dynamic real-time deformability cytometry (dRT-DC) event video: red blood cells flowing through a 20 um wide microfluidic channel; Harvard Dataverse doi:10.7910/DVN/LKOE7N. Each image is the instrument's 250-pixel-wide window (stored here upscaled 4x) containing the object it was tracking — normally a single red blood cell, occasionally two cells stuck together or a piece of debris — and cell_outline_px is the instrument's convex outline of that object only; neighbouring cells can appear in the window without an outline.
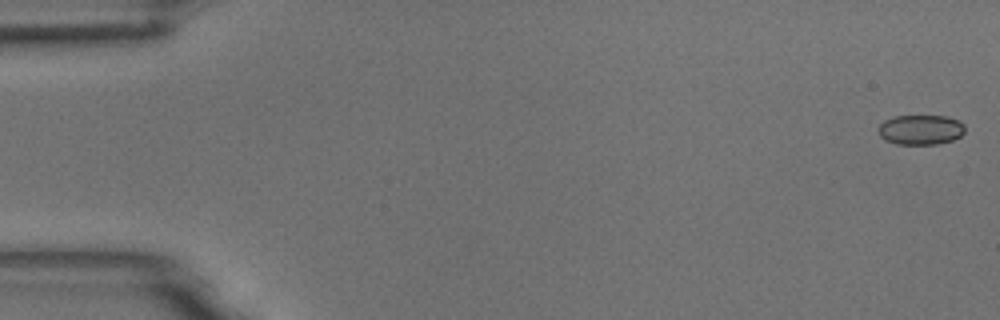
{"species": "common noctule bat (a hibernating species)", "species_latin": "Nyctalus noctula", "temperature_condition": "room temperature", "stored_images_in_passage": 6, "camera_frame_rate_fps": 3000, "um_per_image_px": 0.085, "animal": {"sex": "male", "body_mass_g": 18.8}, "frame": {"image": 1, "passage_image": 1, "time_ms": 0.0, "image_size_px": [1000, 320], "cell_outline_px": [[964, 132], [960, 136], [952, 140], [936, 144], [896, 144], [884, 140], [880, 136], [876, 128], [884, 120], [892, 116], [948, 116], [960, 120], [964, 124]], "centroid_in_image_um": [78.23, 11.02], "position_along_channel_um": 6.8, "area_um2": 15.32}}
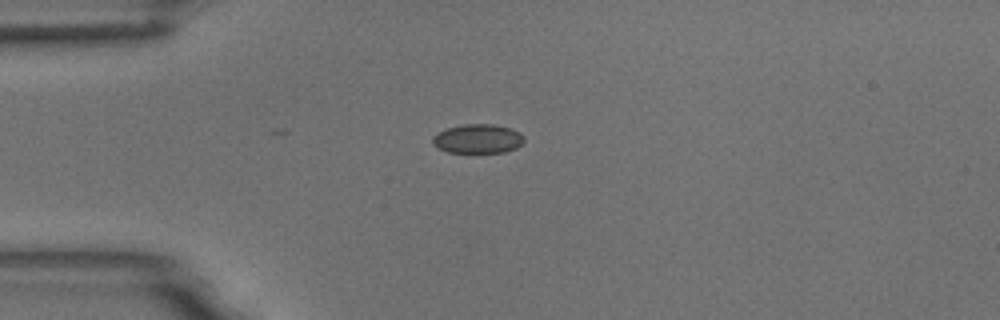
{"frame": {"image": 2, "passage_image": 5, "time_ms": 1.333, "image_size_px": [1000, 320], "cell_outline_px": [[524, 140], [516, 148], [504, 152], [448, 152], [436, 148], [432, 144], [432, 136], [436, 132], [448, 128], [464, 124], [492, 124], [508, 128], [520, 132], [524, 136]], "centroid_in_image_um": [40.57, 11.79], "position_along_channel_um": 44.4, "area_um2": 15.55}}